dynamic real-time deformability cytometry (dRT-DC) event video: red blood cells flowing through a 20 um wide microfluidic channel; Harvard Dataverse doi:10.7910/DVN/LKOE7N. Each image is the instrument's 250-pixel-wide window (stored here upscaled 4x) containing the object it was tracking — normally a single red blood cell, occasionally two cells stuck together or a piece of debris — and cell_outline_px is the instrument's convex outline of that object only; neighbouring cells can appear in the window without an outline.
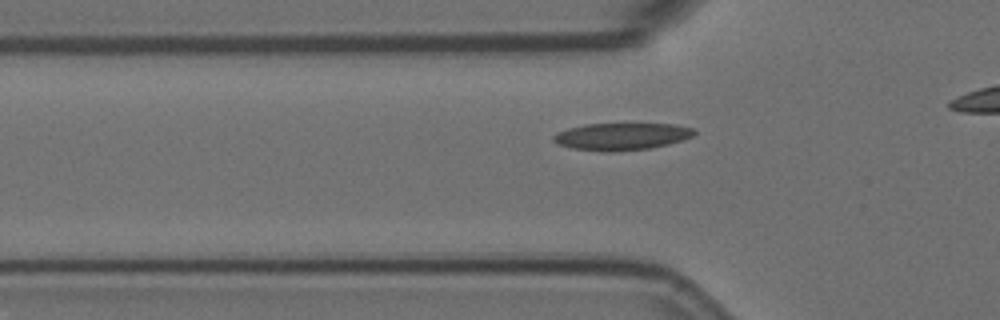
{"species": "Egyptian fruit bat (a non-hibernating species)", "species_latin": "Rousettus aegyptiacus", "temperature_condition": "room temperature", "stored_images_in_passage": 30, "camera_frame_rate_fps": 3000, "um_per_image_px": 0.085, "animal": {"sex": "female"}, "frame": {"image": 1, "passage_image": 2, "time_ms": 0.333, "image_size_px": [1000, 320], "cell_outline_px": [[696, 132], [692, 136], [668, 144], [652, 148], [612, 152], [608, 152], [572, 148], [560, 144], [552, 140], [552, 136], [556, 132], [568, 128], [584, 124], [676, 124], [692, 128]], "centroid_in_image_um": [52.81, 11.6], "position_along_channel_um": 73.0, "area_um2": 22.2}}
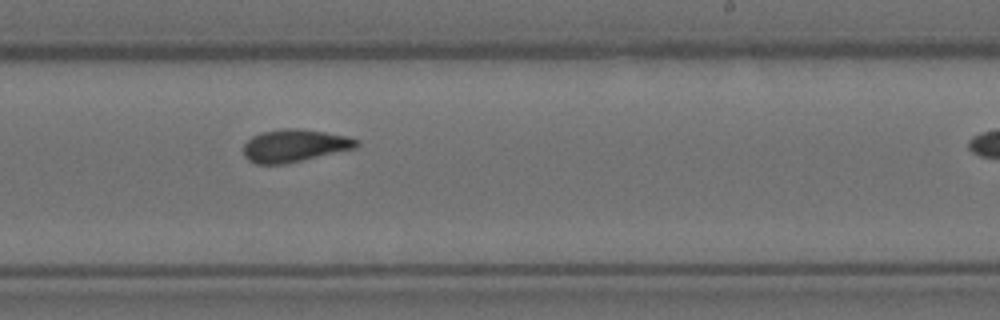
{"frame": {"image": 2, "passage_image": 18, "time_ms": 5.667, "image_size_px": [1000, 320], "cell_outline_px": [[360, 144], [356, 148], [284, 164], [256, 164], [248, 160], [244, 156], [244, 144], [252, 136], [260, 132], [288, 128], [296, 128], [324, 132], [348, 136], [360, 140]], "centroid_in_image_um": [25.04, 12.38], "position_along_channel_um": 264.0, "area_um2": 21.44}}
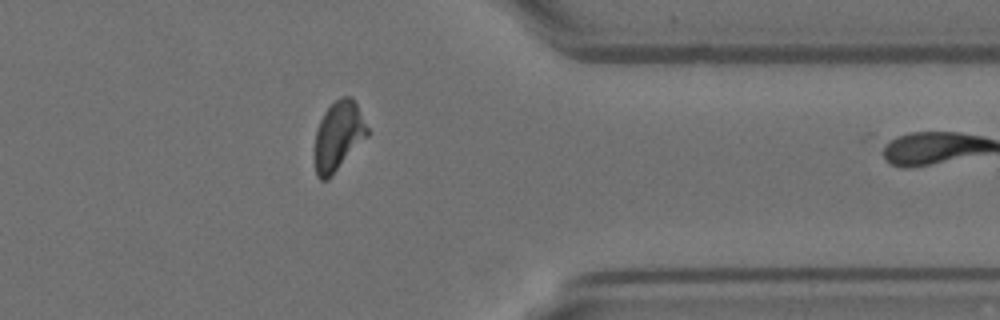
{"frame": {"image": 3, "passage_image": 29, "time_ms": 9.333, "image_size_px": [1000, 320], "cell_outline_px": [[368, 136], [328, 180], [320, 180], [316, 176], [312, 156], [312, 152], [316, 132], [320, 120], [324, 112], [336, 100], [344, 96], [352, 96], [368, 128]], "centroid_in_image_um": [28.71, 11.61], "position_along_channel_um": 382.7, "area_um2": 21.56}}